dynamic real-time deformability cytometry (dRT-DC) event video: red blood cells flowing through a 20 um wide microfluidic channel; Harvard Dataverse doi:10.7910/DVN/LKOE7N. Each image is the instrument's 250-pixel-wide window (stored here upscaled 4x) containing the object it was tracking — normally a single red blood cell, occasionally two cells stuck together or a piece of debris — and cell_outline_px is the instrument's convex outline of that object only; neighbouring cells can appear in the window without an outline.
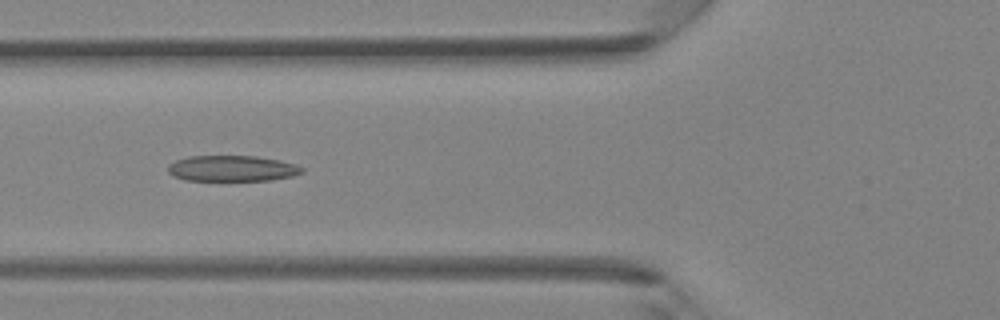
{"species": "Egyptian fruit bat (a non-hibernating species)", "species_latin": "Rousettus aegyptiacus", "temperature_condition": "room temperature", "stored_images_in_passage": 41, "camera_frame_rate_fps": 3000, "um_per_image_px": 0.085, "animal": {"sex": "female"}, "frame": {"image": 1, "passage_image": 15, "time_ms": 4.667, "image_size_px": [1000, 320], "cell_outline_px": [[304, 172], [292, 176], [272, 180], [184, 180], [172, 176], [168, 172], [168, 164], [176, 160], [188, 156], [256, 156], [280, 160], [296, 164], [304, 168]], "centroid_in_image_um": [19.73, 14.31], "position_along_channel_um": 106.1, "area_um2": 20.29}}
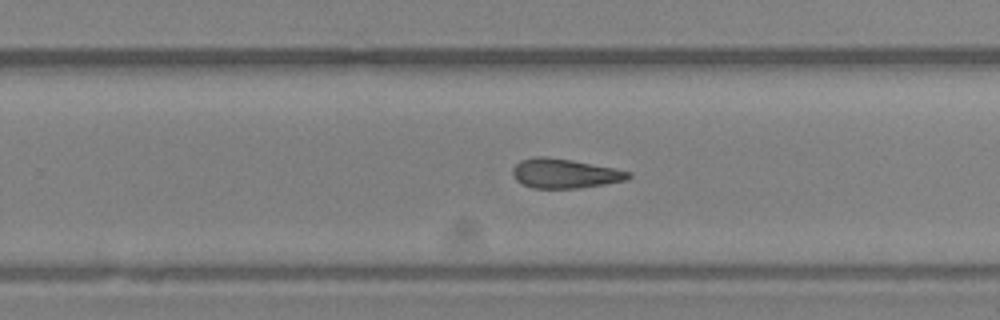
{"frame": {"image": 2, "passage_image": 26, "time_ms": 8.333, "image_size_px": [1000, 320], "cell_outline_px": [[632, 176], [628, 180], [580, 188], [532, 188], [516, 180], [512, 176], [512, 168], [520, 160], [536, 156], [544, 156], [572, 160], [632, 172]], "centroid_in_image_um": [47.99, 14.74], "position_along_channel_um": 281.8, "area_um2": 19.88}}
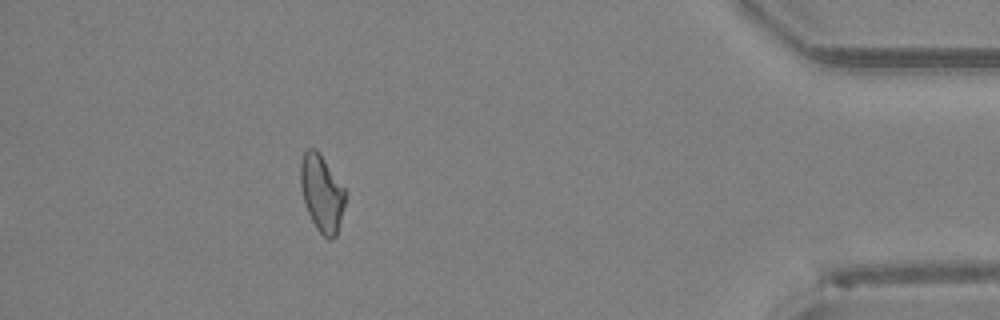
{"frame": {"image": 3, "passage_image": 37, "time_ms": 12.0, "image_size_px": [1000, 320], "cell_outline_px": [[344, 208], [336, 236], [332, 240], [328, 240], [316, 228], [308, 212], [300, 188], [300, 164], [304, 152], [308, 148], [316, 148], [344, 188]], "centroid_in_image_um": [27.33, 16.43], "position_along_channel_um": 407.9, "area_um2": 19.77}}